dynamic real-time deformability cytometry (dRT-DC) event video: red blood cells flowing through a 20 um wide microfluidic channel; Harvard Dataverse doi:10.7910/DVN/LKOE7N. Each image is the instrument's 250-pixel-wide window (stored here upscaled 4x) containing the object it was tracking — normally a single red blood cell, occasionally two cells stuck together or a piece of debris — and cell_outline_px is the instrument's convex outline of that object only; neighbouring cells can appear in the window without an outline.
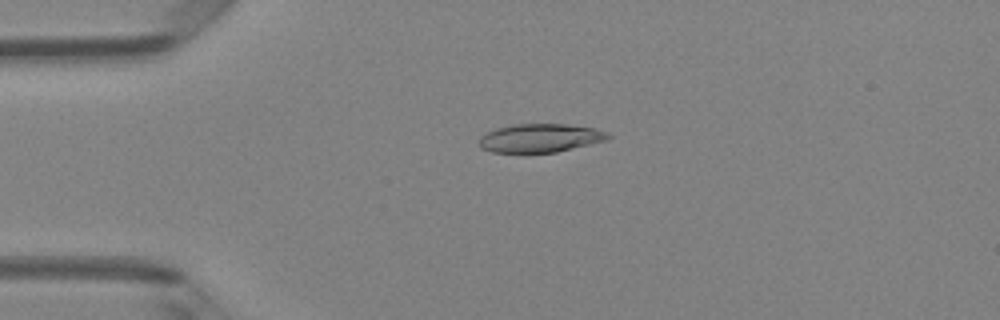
{"species": "Egyptian fruit bat (a non-hibernating species)", "species_latin": "Rousettus aegyptiacus", "temperature_condition": "room temperature", "stored_images_in_passage": 41, "camera_frame_rate_fps": 3000, "um_per_image_px": 0.085, "animal": {"sex": "female"}, "frame": {"image": 1, "passage_image": 4, "time_ms": 1.0, "image_size_px": [1000, 320], "cell_outline_px": [[612, 136], [608, 140], [556, 152], [528, 156], [524, 156], [492, 152], [480, 148], [476, 144], [480, 136], [496, 128], [512, 124], [568, 124], [596, 128], [608, 132]], "centroid_in_image_um": [45.86, 11.78], "position_along_channel_um": 39.1, "area_um2": 22.66}}
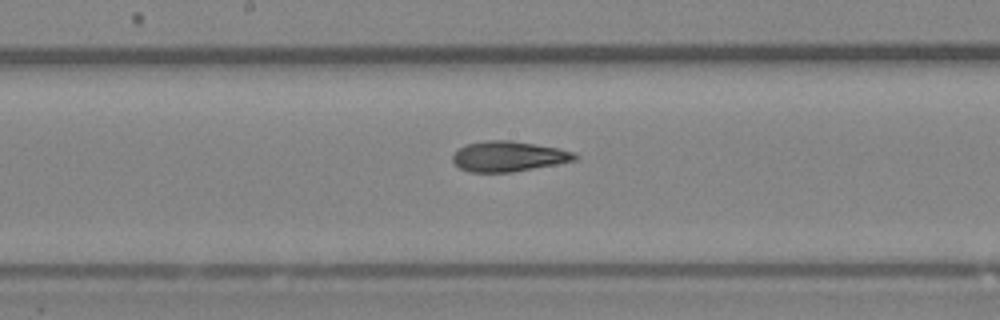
{"frame": {"image": 2, "passage_image": 18, "time_ms": 5.667, "image_size_px": [1000, 320], "cell_outline_px": [[580, 156], [576, 160], [556, 164], [512, 172], [468, 172], [460, 168], [452, 160], [452, 156], [460, 148], [468, 144], [488, 140], [508, 140], [560, 148], [576, 152]], "centroid_in_image_um": [43.27, 13.29], "position_along_channel_um": 204.9, "area_um2": 21.5}}
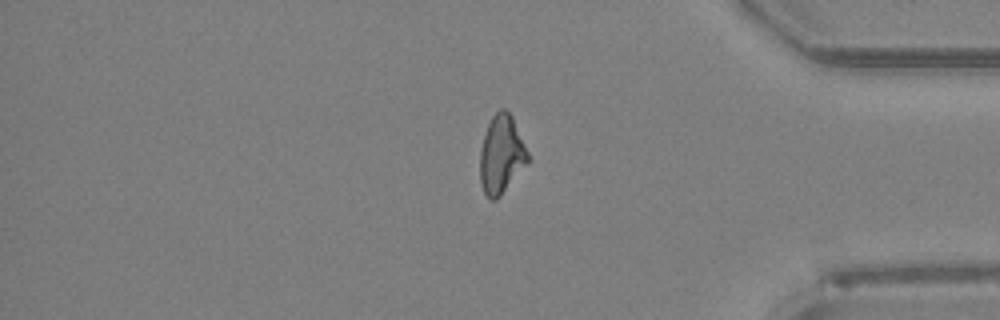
{"frame": {"image": 3, "passage_image": 33, "time_ms": 10.667, "image_size_px": [1000, 320], "cell_outline_px": [[528, 160], [500, 196], [496, 200], [488, 200], [480, 184], [480, 152], [484, 136], [488, 124], [492, 116], [500, 108], [504, 108], [512, 116], [528, 152]], "centroid_in_image_um": [42.58, 13.14], "position_along_channel_um": 392.6, "area_um2": 21.44}, "authors_computed_cell_mechanics": {"area_um2": 21.7328, "velocity_mm_per_s": 4.2027, "shape_relaxation_time_tau1_ms": 6.5194, "shape_relaxation_time_tau2_ms": 3.06, "deformation_change_tau1": 0.1941, "deformation_change_tau2": 0.1099}}